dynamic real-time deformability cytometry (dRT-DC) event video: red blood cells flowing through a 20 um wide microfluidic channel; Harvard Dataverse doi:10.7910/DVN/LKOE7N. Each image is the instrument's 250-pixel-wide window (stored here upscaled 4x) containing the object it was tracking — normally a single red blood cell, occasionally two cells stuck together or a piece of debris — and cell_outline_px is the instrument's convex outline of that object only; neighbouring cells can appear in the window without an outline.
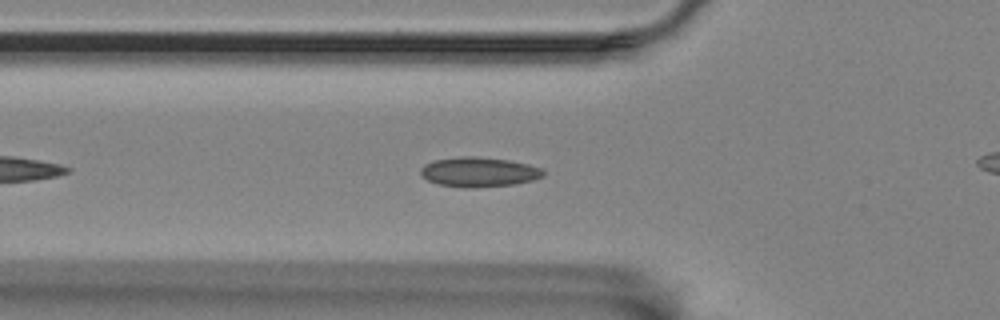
{"species": "Egyptian fruit bat (a non-hibernating species)", "species_latin": "Rousettus aegyptiacus", "temperature_condition": "room temperature", "stored_images_in_passage": 45, "camera_frame_rate_fps": 3000, "um_per_image_px": 0.085, "animal": {"sex": "female"}, "frame": {"image": 1, "passage_image": 6, "time_ms": 1.667, "image_size_px": [1000, 320], "cell_outline_px": [[544, 176], [532, 180], [512, 184], [472, 188], [464, 188], [440, 184], [428, 180], [420, 172], [420, 168], [424, 164], [436, 160], [460, 156], [476, 156], [508, 160], [528, 164], [544, 168]], "centroid_in_image_um": [40.73, 14.61], "position_along_channel_um": 85.1, "area_um2": 21.15}}
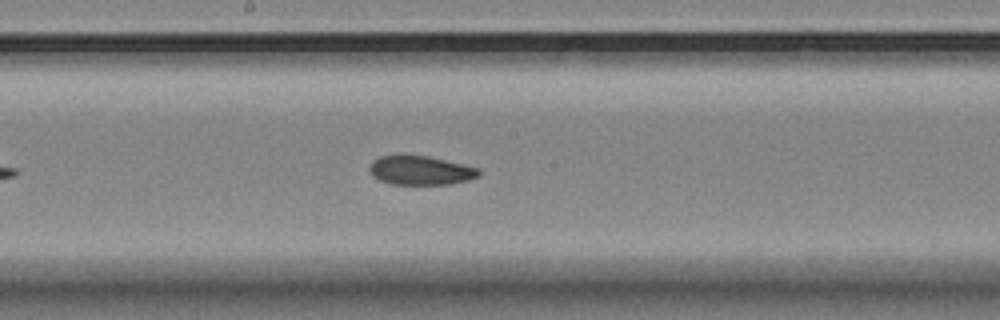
{"frame": {"image": 2, "passage_image": 17, "time_ms": 5.333, "image_size_px": [1000, 320], "cell_outline_px": [[480, 176], [468, 180], [452, 184], [392, 184], [380, 180], [372, 176], [368, 168], [372, 160], [380, 156], [428, 156], [480, 168]], "centroid_in_image_um": [35.76, 14.49], "position_along_channel_um": 212.4, "area_um2": 18.44}}
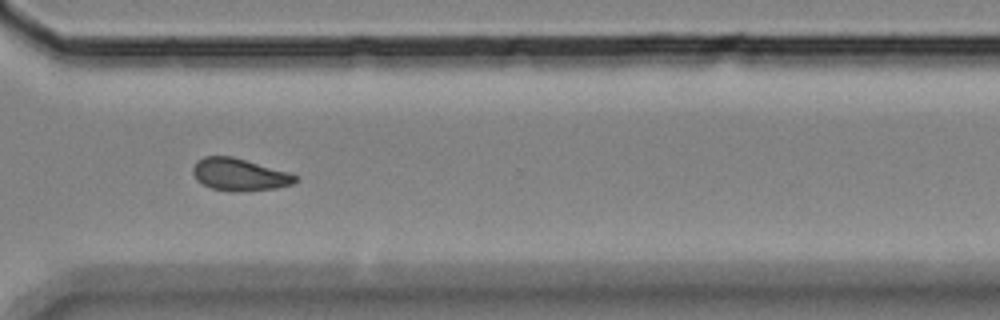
{"frame": {"image": 3, "passage_image": 29, "time_ms": 9.333, "image_size_px": [1000, 320], "cell_outline_px": [[296, 180], [292, 184], [276, 188], [240, 192], [232, 192], [212, 188], [196, 180], [192, 172], [192, 168], [196, 160], [204, 156], [232, 156], [288, 172], [296, 176]], "centroid_in_image_um": [20.3, 14.84], "position_along_channel_um": 350.3, "area_um2": 19.25}}